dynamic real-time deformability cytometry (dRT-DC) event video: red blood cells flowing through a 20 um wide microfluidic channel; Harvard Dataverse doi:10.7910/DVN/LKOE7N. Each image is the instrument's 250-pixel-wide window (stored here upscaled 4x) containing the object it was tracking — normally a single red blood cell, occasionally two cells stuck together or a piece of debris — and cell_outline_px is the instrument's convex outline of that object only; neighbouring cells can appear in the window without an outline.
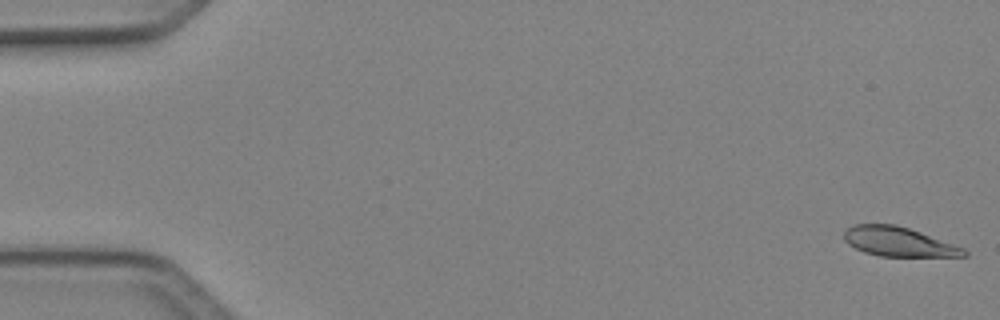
{"species": "Egyptian fruit bat (a non-hibernating species)", "species_latin": "Rousettus aegyptiacus", "temperature_condition": "cold", "stored_images_in_passage": 50, "camera_frame_rate_fps": 3000, "um_per_image_px": 0.085, "animal": {"sex": "female"}, "frame": {"image": 1, "passage_image": 1, "time_ms": 0.0, "image_size_px": [1000, 320], "cell_outline_px": [[968, 256], [880, 256], [864, 252], [848, 244], [844, 240], [844, 232], [852, 224], [896, 224], [920, 232], [964, 248], [968, 252]], "centroid_in_image_um": [76.35, 20.54], "position_along_channel_um": 8.6, "area_um2": 20.35}}
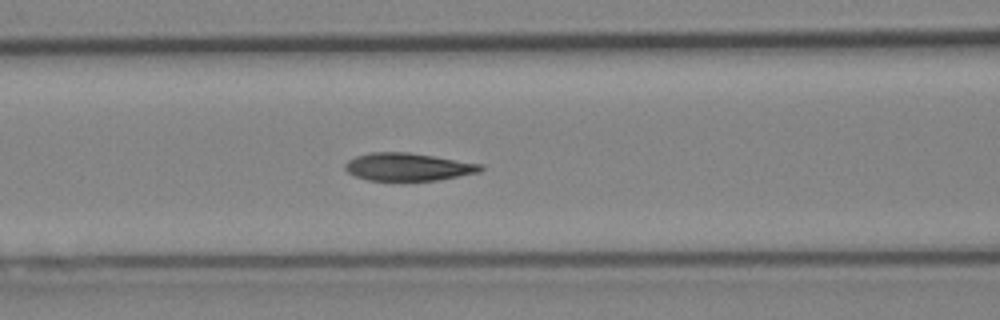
{"frame": {"image": 2, "passage_image": 21, "time_ms": 6.667, "image_size_px": [1000, 320], "cell_outline_px": [[484, 168], [480, 172], [436, 180], [368, 180], [356, 176], [348, 172], [344, 168], [344, 164], [348, 160], [356, 156], [372, 152], [408, 152], [484, 164]], "centroid_in_image_um": [34.69, 14.18], "position_along_channel_um": 131.9, "area_um2": 21.79}}
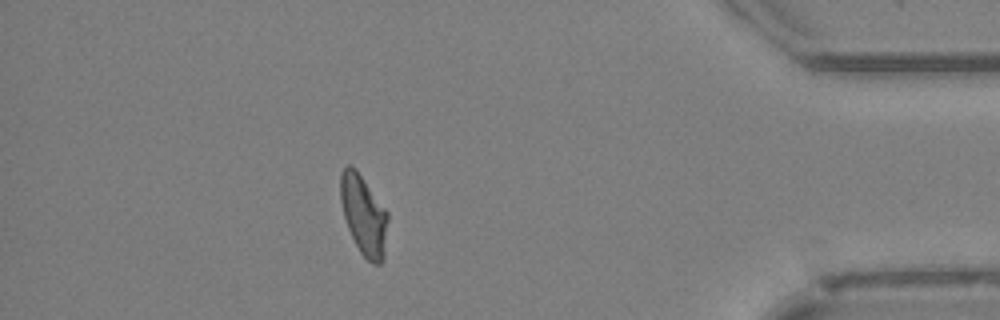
{"frame": {"image": 3, "passage_image": 44, "time_ms": 14.333, "image_size_px": [1000, 320], "cell_outline_px": [[388, 220], [384, 260], [380, 264], [372, 264], [360, 252], [348, 228], [344, 216], [340, 200], [340, 172], [348, 164], [352, 164], [356, 168], [388, 212]], "centroid_in_image_um": [30.92, 18.26], "position_along_channel_um": 404.3, "area_um2": 22.2}, "authors_computed_cell_mechanics": {"area_um2": 21.964, "velocity_mm_per_s": 4.1066, "shape_relaxation_time_tau1_ms": 4.6677, "shape_relaxation_time_tau2_ms": 2.5311, "deformation_change_tau1": 0.173, "deformation_change_tau2": 0.0741}}